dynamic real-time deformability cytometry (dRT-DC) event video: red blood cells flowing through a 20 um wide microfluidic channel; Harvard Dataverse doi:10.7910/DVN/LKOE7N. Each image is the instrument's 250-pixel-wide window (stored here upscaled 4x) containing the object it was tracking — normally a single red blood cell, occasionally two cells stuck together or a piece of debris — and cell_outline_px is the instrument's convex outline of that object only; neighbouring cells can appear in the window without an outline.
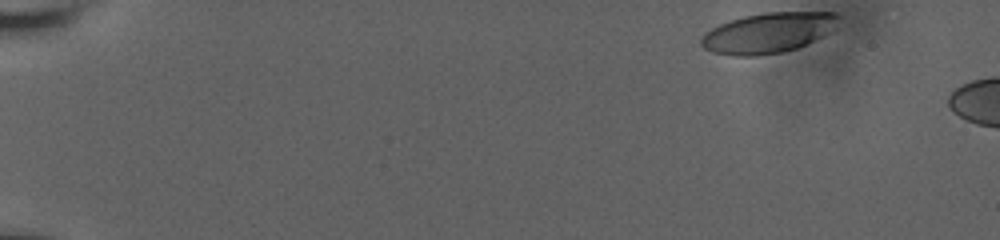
{"species": "human", "species_latin": "Homo sapiens", "temperature_condition": "room temperature", "stored_images_in_passage": 6, "camera_frame_rate_fps": 3000, "um_per_image_px": 0.085, "donor": {"sex": "male"}, "frame": {"image": 1, "passage_image": 1, "time_ms": 0.0, "image_size_px": [1000, 240], "cell_outline_px": [[840, 16], [828, 32], [796, 48], [780, 52], [756, 56], [736, 56], [712, 52], [704, 48], [700, 44], [700, 36], [704, 32], [720, 24], [744, 16], [764, 12], [836, 12]], "centroid_in_image_um": [65.21, 2.78], "position_along_channel_um": 19.8, "area_um2": 31.79}}